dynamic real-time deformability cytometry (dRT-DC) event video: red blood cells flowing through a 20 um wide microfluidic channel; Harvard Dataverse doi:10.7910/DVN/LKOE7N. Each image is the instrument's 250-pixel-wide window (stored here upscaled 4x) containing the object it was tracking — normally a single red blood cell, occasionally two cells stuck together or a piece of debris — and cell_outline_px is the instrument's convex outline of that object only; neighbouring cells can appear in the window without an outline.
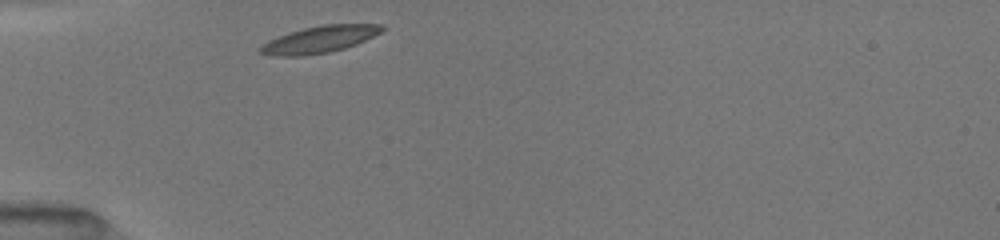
{"species": "common noctule bat (a hibernating species)", "species_latin": "Nyctalus noctula", "temperature_condition": "room temperature", "stored_images_in_passage": 29, "camera_frame_rate_fps": 3000, "um_per_image_px": 0.085, "animal": {"sex": "female", "body_mass_g": 19.5, "forearm_length_mm": 54.1}, "frame": {"image": 1, "passage_image": 1, "time_ms": 0.0, "image_size_px": [1000, 240], "cell_outline_px": [[388, 28], [356, 44], [344, 48], [328, 52], [300, 56], [272, 56], [260, 52], [260, 48], [268, 40], [304, 28], [324, 24], [384, 24]], "centroid_in_image_um": [27.21, 3.34], "position_along_channel_um": 57.8, "area_um2": 18.73}}
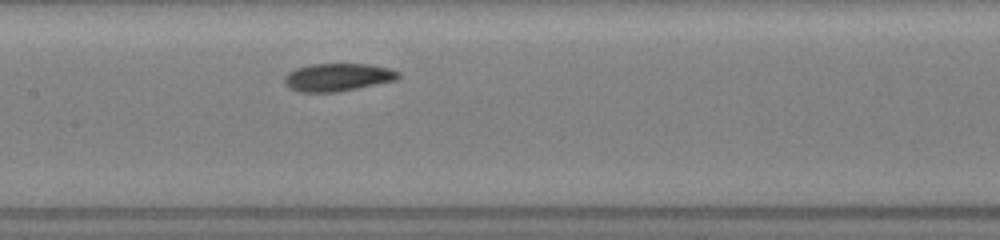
{"frame": {"image": 2, "passage_image": 11, "time_ms": 3.333, "image_size_px": [1000, 240], "cell_outline_px": [[400, 76], [396, 80], [340, 92], [300, 92], [288, 88], [284, 84], [284, 76], [288, 72], [296, 68], [312, 64], [372, 64], [388, 68], [400, 72]], "centroid_in_image_um": [28.69, 6.57], "position_along_channel_um": 178.7, "area_um2": 18.67}}
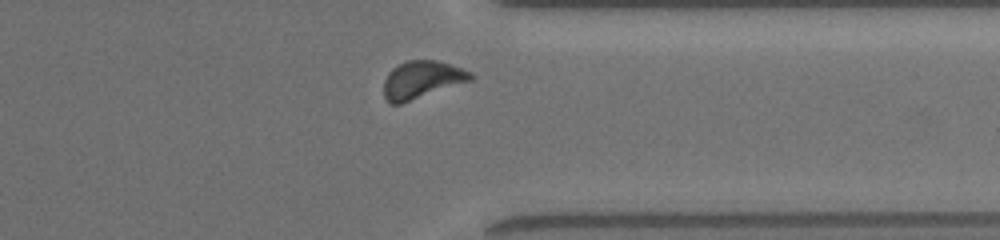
{"frame": {"image": 3, "passage_image": 26, "time_ms": 8.333, "image_size_px": [1000, 240], "cell_outline_px": [[476, 76], [472, 80], [400, 104], [388, 104], [384, 96], [384, 80], [388, 72], [392, 68], [408, 60], [436, 60], [472, 72]], "centroid_in_image_um": [35.84, 6.78], "position_along_channel_um": 375.6, "area_um2": 18.96}, "authors_computed_cell_mechanics": {"area_um2": 18.6694, "velocity_mm_per_s": 3.9546, "shape_relaxation_time_tau1_ms": 2.3199, "shape_relaxation_time_tau2_ms": 8.309, "deformation_change_tau1": 0.092, "deformation_change_tau2": 0.1379}}